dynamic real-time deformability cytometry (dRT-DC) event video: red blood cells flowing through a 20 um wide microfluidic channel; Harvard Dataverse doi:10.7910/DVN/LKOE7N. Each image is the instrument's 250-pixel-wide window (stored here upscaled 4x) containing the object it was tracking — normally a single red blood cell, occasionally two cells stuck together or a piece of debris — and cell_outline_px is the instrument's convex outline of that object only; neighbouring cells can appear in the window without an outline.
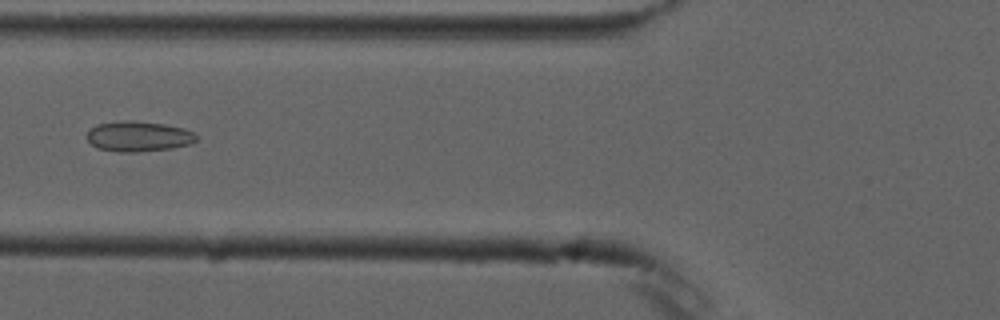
{"species": "common noctule bat (a hibernating species)", "species_latin": "Nyctalus noctula", "temperature_condition": "cold", "stored_images_in_passage": 7, "camera_frame_rate_fps": 3000, "um_per_image_px": 0.085, "animal": {"sex": "male", "forearm_length_mm": 52.5}, "frame": {"image": 1, "passage_image": 6, "time_ms": 6.0, "image_size_px": [1000, 320], "cell_outline_px": [[196, 140], [188, 144], [172, 148], [136, 152], [120, 152], [96, 148], [84, 136], [96, 124], [128, 120], [132, 120], [164, 124], [184, 128], [192, 132], [196, 136]], "centroid_in_image_um": [11.73, 11.59], "position_along_channel_um": 114.1, "area_um2": 19.25}}
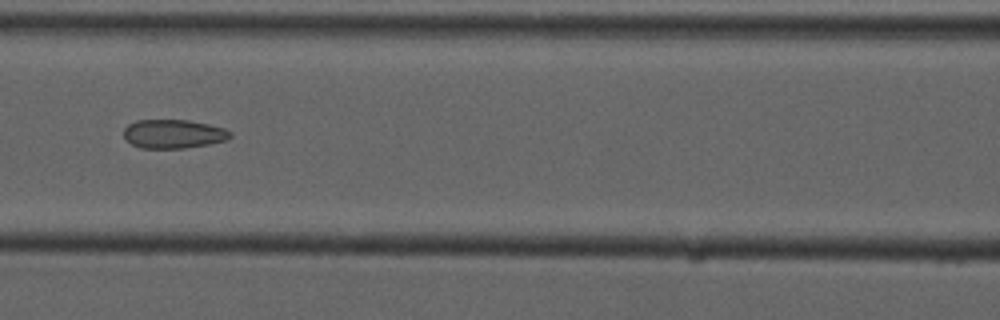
{"frame": {"image": 2, "passage_image": 7, "time_ms": 7.0, "image_size_px": [1000, 320], "cell_outline_px": [[232, 136], [228, 140], [208, 144], [184, 148], [140, 148], [132, 144], [124, 136], [124, 128], [128, 124], [136, 120], [188, 120], [208, 124], [224, 128], [232, 132]], "centroid_in_image_um": [14.76, 11.38], "position_along_channel_um": 151.8, "area_um2": 17.92}}